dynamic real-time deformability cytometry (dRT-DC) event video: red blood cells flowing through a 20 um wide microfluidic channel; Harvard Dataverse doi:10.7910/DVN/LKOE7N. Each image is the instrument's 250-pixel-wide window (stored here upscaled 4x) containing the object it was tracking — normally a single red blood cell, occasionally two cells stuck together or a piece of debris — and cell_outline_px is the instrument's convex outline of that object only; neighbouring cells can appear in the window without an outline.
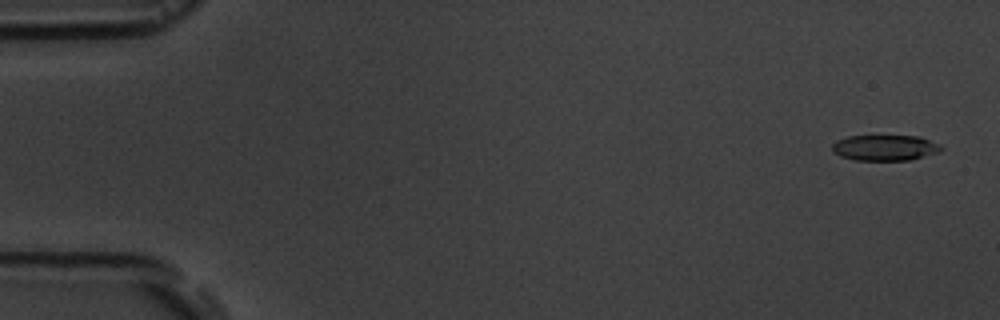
{"species": "common noctule bat (a hibernating species)", "species_latin": "Nyctalus noctula", "temperature_condition": "room temperature", "stored_images_in_passage": 6, "camera_frame_rate_fps": 3000, "um_per_image_px": 0.085, "animal": {"sex": "male", "body_mass_g": 19.5, "forearm_length_mm": 54.6}, "frame": {"image": 1, "passage_image": 1, "time_ms": 0.0, "image_size_px": [1000, 320], "cell_outline_px": [[944, 148], [940, 152], [908, 160], [856, 160], [840, 156], [832, 152], [832, 144], [836, 140], [848, 136], [920, 136], [940, 144]], "centroid_in_image_um": [75.22, 12.55], "position_along_channel_um": 9.8, "area_um2": 16.42}}